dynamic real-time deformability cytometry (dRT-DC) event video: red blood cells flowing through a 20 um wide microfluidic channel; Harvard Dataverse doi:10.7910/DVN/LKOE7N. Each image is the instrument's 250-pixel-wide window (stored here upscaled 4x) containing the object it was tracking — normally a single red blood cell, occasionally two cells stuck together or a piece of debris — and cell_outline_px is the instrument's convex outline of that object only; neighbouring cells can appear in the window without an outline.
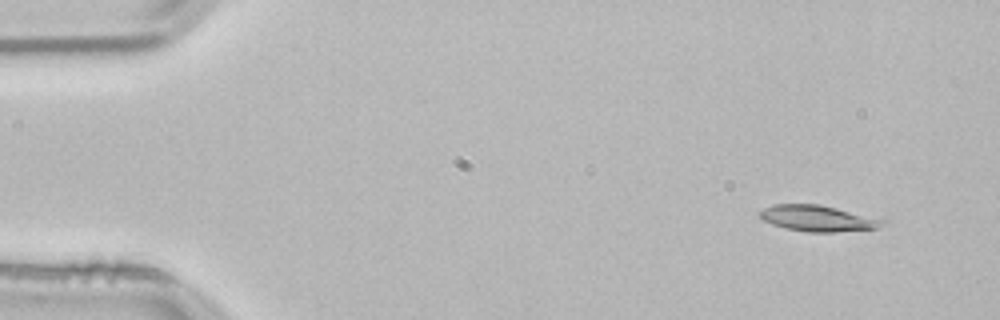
{"species": "common noctule bat (a hibernating species)", "species_latin": "Nyctalus noctula", "temperature_condition": "room temperature", "stored_images_in_passage": 50, "camera_frame_rate_fps": 3000, "um_per_image_px": 0.085, "animal": {"sex": "male", "body_mass_g": 21.5, "forearm_length_mm": 52.0}, "frame": {"image": 1, "passage_image": 1, "time_ms": 0.0, "image_size_px": [1000, 320], "cell_outline_px": [[888, 224], [876, 228], [832, 232], [808, 232], [784, 228], [772, 224], [764, 220], [760, 216], [760, 212], [764, 208], [772, 204], [820, 204], [884, 216], [888, 220]], "centroid_in_image_um": [69.71, 18.54], "position_along_channel_um": 15.3, "area_um2": 19.42}}
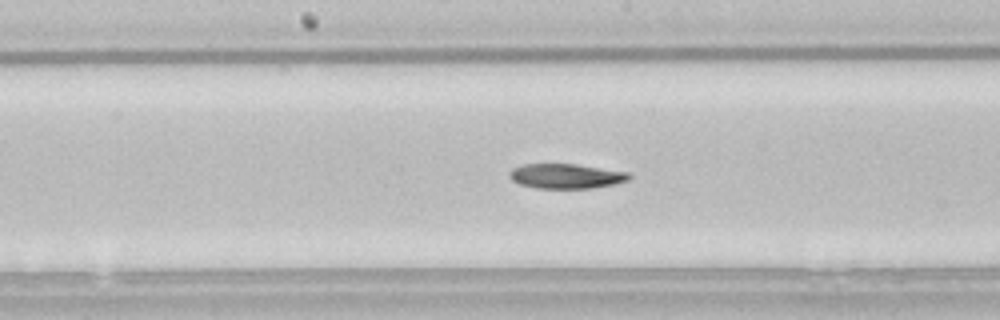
{"frame": {"image": 2, "passage_image": 24, "time_ms": 7.667, "image_size_px": [1000, 320], "cell_outline_px": [[632, 176], [628, 180], [612, 184], [592, 188], [536, 188], [520, 184], [512, 180], [508, 176], [508, 172], [512, 168], [524, 164], [576, 164], [628, 172]], "centroid_in_image_um": [48.08, 14.96], "position_along_channel_um": 200.1, "area_um2": 17.22}}
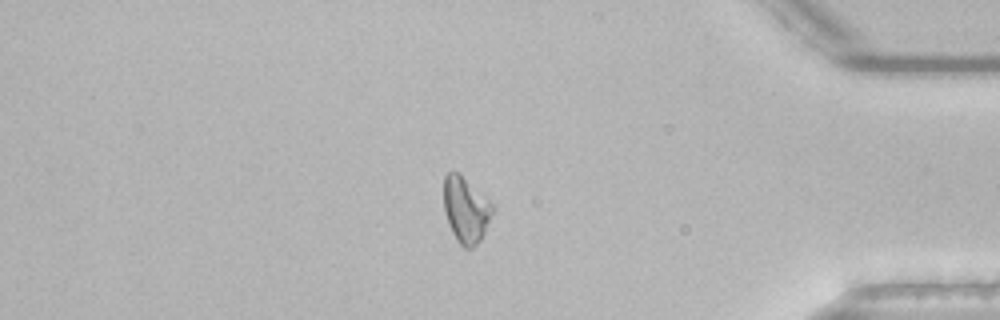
{"frame": {"image": 3, "passage_image": 42, "time_ms": 13.667, "image_size_px": [1000, 320], "cell_outline_px": [[496, 208], [480, 240], [472, 248], [464, 248], [456, 240], [448, 224], [444, 212], [444, 176], [448, 172], [460, 172]], "centroid_in_image_um": [39.59, 17.82], "position_along_channel_um": 395.6, "area_um2": 18.79}, "authors_computed_cell_mechanics": {"area_um2": 18.1203, "velocity_mm_per_s": 3.7953, "shape_relaxation_time_tau1_ms": 6.5106, "shape_relaxation_time_tau2_ms": null, "deformation_change_tau1": 0.1683, "deformation_change_tau2": null}}